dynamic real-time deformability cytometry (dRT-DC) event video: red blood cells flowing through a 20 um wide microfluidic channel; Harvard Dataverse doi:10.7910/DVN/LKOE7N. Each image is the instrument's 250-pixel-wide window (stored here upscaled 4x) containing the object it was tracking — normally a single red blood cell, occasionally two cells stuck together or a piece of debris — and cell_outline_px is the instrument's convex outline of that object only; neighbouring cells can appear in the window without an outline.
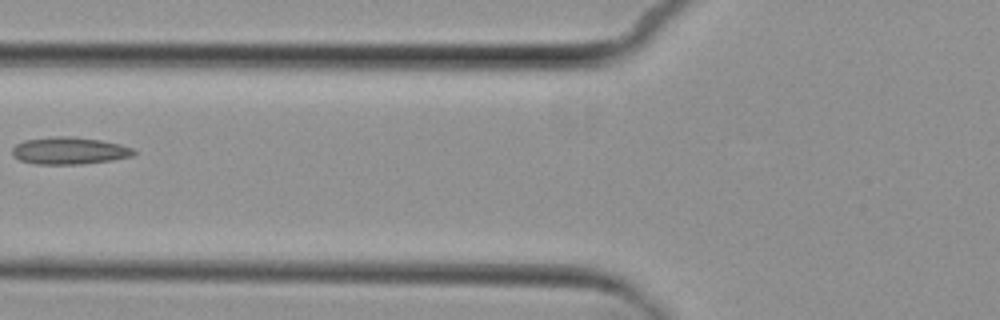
{"species": "common noctule bat (a hibernating species)", "species_latin": "Nyctalus noctula", "temperature_condition": "cold", "stored_images_in_passage": 7, "camera_frame_rate_fps": 3000, "um_per_image_px": 0.085, "animal": {"sex": "female", "body_mass_g": 29.2, "forearm_length_mm": 56.3}, "frame": {"image": 1, "passage_image": 6, "time_ms": 7.0, "image_size_px": [1000, 320], "cell_outline_px": [[136, 152], [132, 156], [112, 160], [80, 164], [36, 164], [20, 160], [12, 156], [12, 148], [16, 144], [24, 140], [52, 136], [72, 136], [100, 140], [120, 144], [132, 148]], "centroid_in_image_um": [5.86, 12.8], "position_along_channel_um": 119.9, "area_um2": 19.31}}
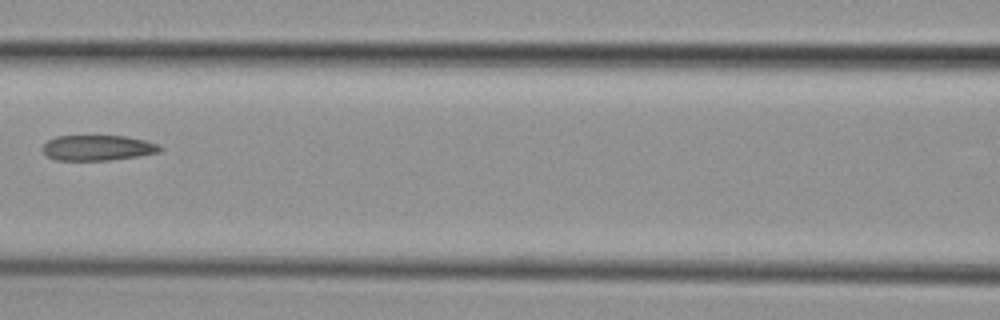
{"frame": {"image": 2, "passage_image": 7, "time_ms": 8.0, "image_size_px": [1000, 320], "cell_outline_px": [[164, 148], [160, 152], [140, 156], [112, 160], [56, 160], [48, 156], [40, 148], [48, 140], [56, 136], [124, 136], [144, 140], [160, 144]], "centroid_in_image_um": [8.34, 12.57], "position_along_channel_um": 158.3, "area_um2": 17.51}}